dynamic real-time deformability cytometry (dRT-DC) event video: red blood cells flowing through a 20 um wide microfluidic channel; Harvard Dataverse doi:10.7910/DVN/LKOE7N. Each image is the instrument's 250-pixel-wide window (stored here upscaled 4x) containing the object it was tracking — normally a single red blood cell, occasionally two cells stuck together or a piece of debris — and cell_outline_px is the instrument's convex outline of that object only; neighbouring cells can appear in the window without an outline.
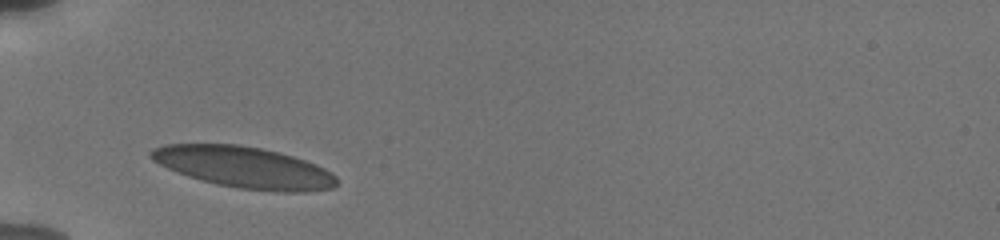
{"species": "human", "species_latin": "Homo sapiens", "temperature_condition": "cold", "stored_images_in_passage": 2, "camera_frame_rate_fps": 3000, "um_per_image_px": 0.085, "donor": {"sex": "male"}, "frame": {"image": 1, "passage_image": 1, "time_ms": 0.0, "image_size_px": [1000, 240], "cell_outline_px": [[336, 184], [332, 188], [304, 192], [276, 192], [240, 188], [220, 184], [188, 176], [176, 172], [152, 160], [148, 156], [148, 152], [152, 148], [164, 144], [240, 144], [280, 152], [316, 164], [332, 172], [336, 176]], "centroid_in_image_um": [20.74, 14.21], "position_along_channel_um": 64.3, "area_um2": 44.62}}